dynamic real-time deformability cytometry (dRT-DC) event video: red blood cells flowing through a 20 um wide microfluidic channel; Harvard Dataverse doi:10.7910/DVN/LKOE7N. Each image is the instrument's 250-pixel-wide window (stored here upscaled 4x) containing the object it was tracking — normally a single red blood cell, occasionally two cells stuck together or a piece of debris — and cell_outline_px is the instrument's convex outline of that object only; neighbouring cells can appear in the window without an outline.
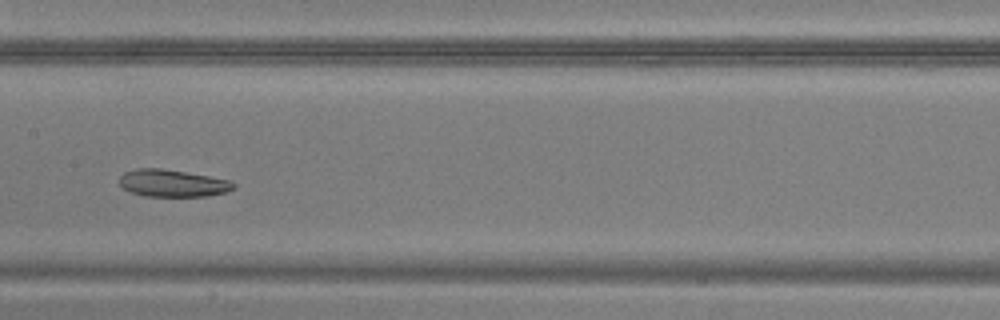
{"species": "common noctule bat (a hibernating species)", "species_latin": "Nyctalus noctula", "temperature_condition": "warm", "stored_images_in_passage": 33, "camera_frame_rate_fps": 3000, "um_per_image_px": 0.085, "animal": {"sex": "male", "body_mass_g": 20.5, "forearm_length_mm": 52.5}, "frame": {"image": 1, "passage_image": 19, "time_ms": 6.0, "image_size_px": [1000, 320], "cell_outline_px": [[236, 188], [224, 192], [208, 196], [144, 196], [132, 192], [124, 188], [120, 184], [120, 176], [124, 172], [136, 168], [160, 168], [232, 180], [236, 184]], "centroid_in_image_um": [14.69, 15.57], "position_along_channel_um": 192.7, "area_um2": 18.03}}